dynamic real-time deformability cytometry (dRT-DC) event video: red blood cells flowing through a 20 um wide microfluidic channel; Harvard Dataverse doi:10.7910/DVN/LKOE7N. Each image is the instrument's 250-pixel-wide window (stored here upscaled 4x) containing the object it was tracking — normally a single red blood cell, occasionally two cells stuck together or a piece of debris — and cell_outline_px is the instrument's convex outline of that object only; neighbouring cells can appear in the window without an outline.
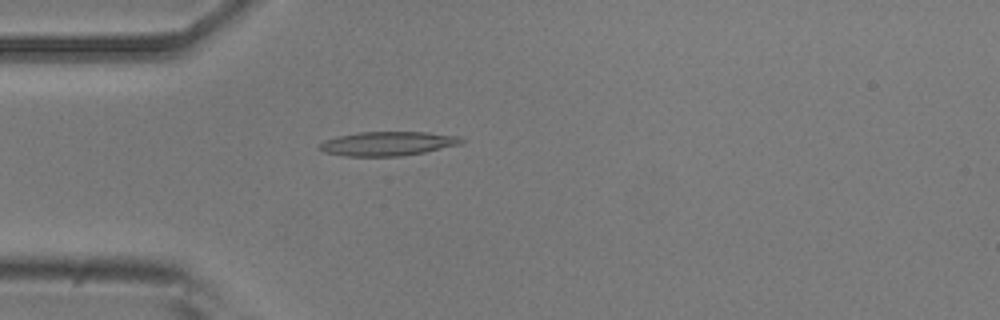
{"species": "common noctule bat (a hibernating species)", "species_latin": "Nyctalus noctula", "temperature_condition": "room temperature", "stored_images_in_passage": 45, "camera_frame_rate_fps": 3000, "um_per_image_px": 0.085, "animal": {"sex": "male", "body_mass_g": 20.5, "forearm_length_mm": 52.5}, "frame": {"image": 1, "passage_image": 8, "time_ms": 2.333, "image_size_px": [1000, 320], "cell_outline_px": [[464, 140], [460, 144], [424, 152], [404, 156], [344, 156], [324, 152], [316, 148], [324, 140], [336, 136], [360, 132], [428, 132], [460, 136]], "centroid_in_image_um": [32.92, 12.2], "position_along_channel_um": 52.1, "area_um2": 20.06}}
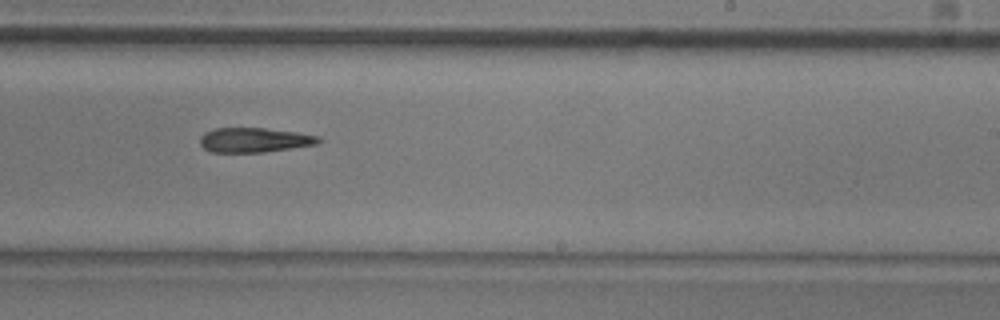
{"frame": {"image": 2, "passage_image": 25, "time_ms": 8.0, "image_size_px": [1000, 320], "cell_outline_px": [[320, 144], [264, 152], [212, 152], [204, 148], [200, 144], [200, 136], [204, 132], [212, 128], [264, 128], [296, 132], [320, 136]], "centroid_in_image_um": [21.62, 11.9], "position_along_channel_um": 267.4, "area_um2": 17.11}}
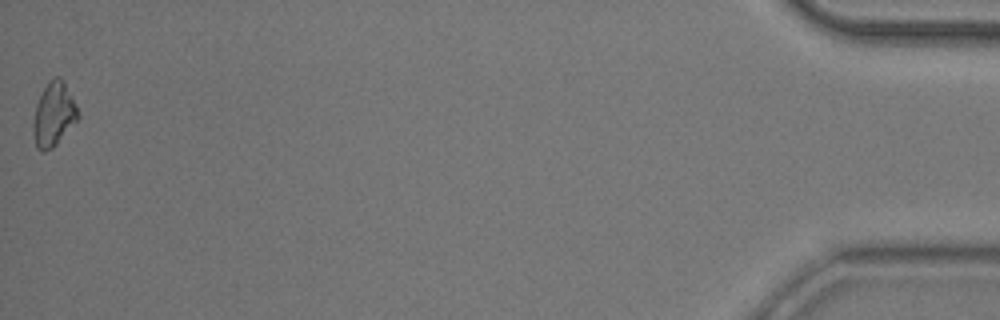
{"frame": {"image": 3, "passage_image": 45, "time_ms": 14.667, "image_size_px": [1000, 320], "cell_outline_px": [[80, 116], [56, 144], [52, 148], [44, 152], [40, 152], [36, 148], [32, 132], [32, 124], [36, 104], [44, 88], [56, 76], [60, 76], [64, 80], [80, 112]], "centroid_in_image_um": [4.56, 9.75], "position_along_channel_um": 430.6, "area_um2": 16.7}, "authors_computed_cell_mechanics": {"area_um2": 17.7446, "velocity_mm_per_s": 3.9239, "shape_relaxation_time_tau1_ms": 4.7946, "shape_relaxation_time_tau2_ms": null, "deformation_change_tau1": 0.1676, "deformation_change_tau2": null}}